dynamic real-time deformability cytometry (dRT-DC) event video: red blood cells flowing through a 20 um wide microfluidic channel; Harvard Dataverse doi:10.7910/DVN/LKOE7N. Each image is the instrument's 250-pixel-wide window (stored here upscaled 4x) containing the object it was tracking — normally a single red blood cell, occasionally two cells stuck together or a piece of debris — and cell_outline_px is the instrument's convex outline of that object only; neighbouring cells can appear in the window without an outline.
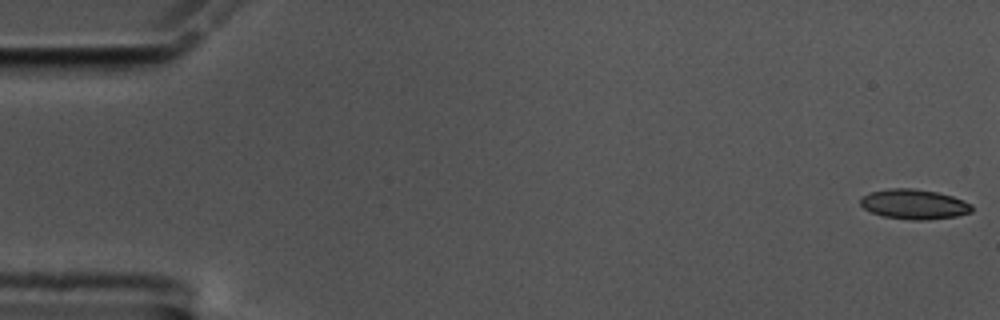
{"species": "common noctule bat (a hibernating species)", "species_latin": "Nyctalus noctula", "temperature_condition": "cold", "stored_images_in_passage": 59, "segment_of_instrument_passage": [1, 2], "camera_frame_rate_fps": 3000, "um_per_image_px": 0.085, "animal": {"sex": "male", "body_mass_g": 17.5, "forearm_length_mm": 52.3}, "frame": {"image": 1, "passage_image": 1, "time_ms": 0.0, "image_size_px": [1000, 320], "cell_outline_px": [[972, 212], [956, 216], [924, 220], [912, 220], [884, 216], [872, 212], [864, 208], [860, 204], [860, 196], [868, 192], [888, 188], [912, 188], [936, 192], [952, 196], [964, 200], [972, 204]], "centroid_in_image_um": [77.68, 17.35], "position_along_channel_um": 7.3, "area_um2": 19.48}}
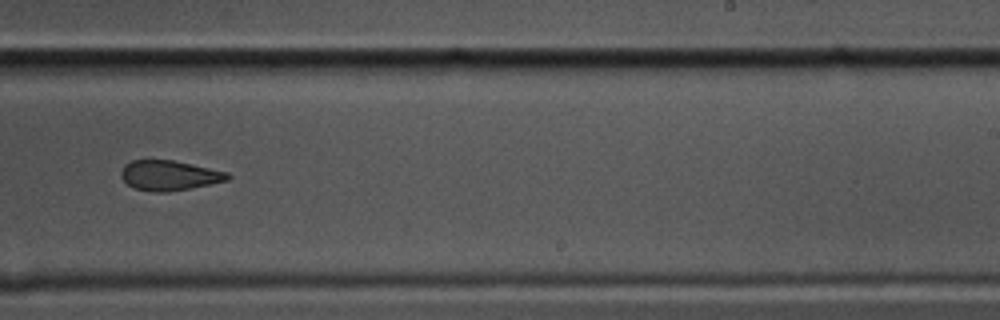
{"frame": {"image": 2, "passage_image": 36, "time_ms": 11.667, "image_size_px": [1000, 320], "cell_outline_px": [[232, 176], [228, 180], [168, 192], [156, 192], [132, 188], [120, 176], [120, 172], [124, 164], [132, 160], [172, 160], [228, 172]], "centroid_in_image_um": [14.35, 14.91], "position_along_channel_um": 274.7, "area_um2": 18.5}}
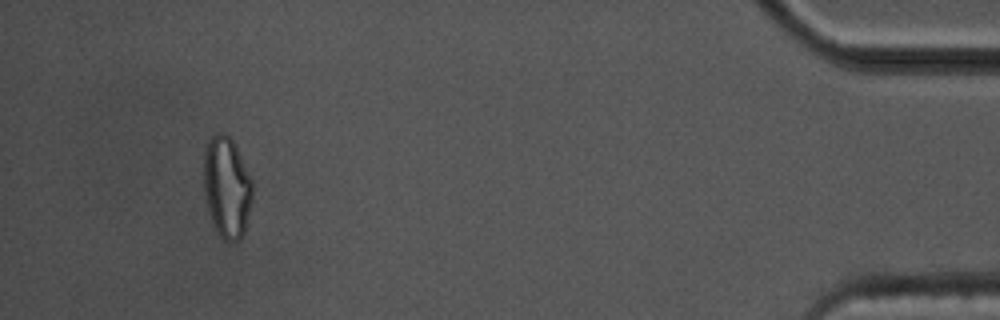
{"frame": {"image": 3, "passage_image": 54, "time_ms": 17.667, "image_size_px": [1000, 320], "cell_outline_px": [[252, 200], [244, 232], [240, 240], [224, 240], [216, 232], [208, 208], [204, 192], [204, 148], [208, 140], [216, 132], [224, 132], [232, 140], [252, 180]], "centroid_in_image_um": [19.27, 15.9], "position_along_channel_um": 415.9, "area_um2": 28.55}}